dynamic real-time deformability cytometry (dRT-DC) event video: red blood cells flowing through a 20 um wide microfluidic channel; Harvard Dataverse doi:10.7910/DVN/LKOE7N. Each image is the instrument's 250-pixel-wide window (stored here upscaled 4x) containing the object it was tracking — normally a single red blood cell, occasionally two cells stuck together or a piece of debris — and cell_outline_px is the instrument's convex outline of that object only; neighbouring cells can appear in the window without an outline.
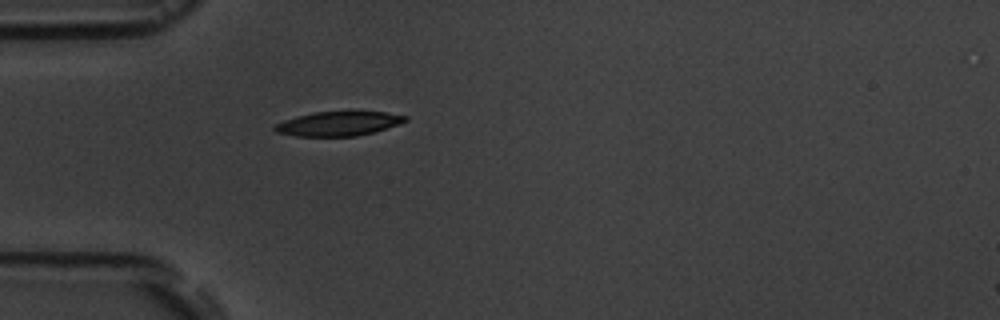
{"species": "common noctule bat (a hibernating species)", "species_latin": "Nyctalus noctula", "temperature_condition": "room temperature", "stored_images_in_passage": 1, "camera_frame_rate_fps": 3000, "um_per_image_px": 0.085, "animal": {"sex": "male", "body_mass_g": 19.5, "forearm_length_mm": 54.6}, "frame": {"image": 1, "passage_image": 1, "time_ms": 0.0, "image_size_px": [1000, 320], "cell_outline_px": [[408, 120], [400, 124], [372, 132], [356, 136], [296, 136], [276, 132], [272, 128], [276, 124], [284, 120], [296, 116], [312, 112], [384, 112], [408, 116]], "centroid_in_image_um": [28.75, 10.51], "position_along_channel_um": 56.2, "area_um2": 18.38}}